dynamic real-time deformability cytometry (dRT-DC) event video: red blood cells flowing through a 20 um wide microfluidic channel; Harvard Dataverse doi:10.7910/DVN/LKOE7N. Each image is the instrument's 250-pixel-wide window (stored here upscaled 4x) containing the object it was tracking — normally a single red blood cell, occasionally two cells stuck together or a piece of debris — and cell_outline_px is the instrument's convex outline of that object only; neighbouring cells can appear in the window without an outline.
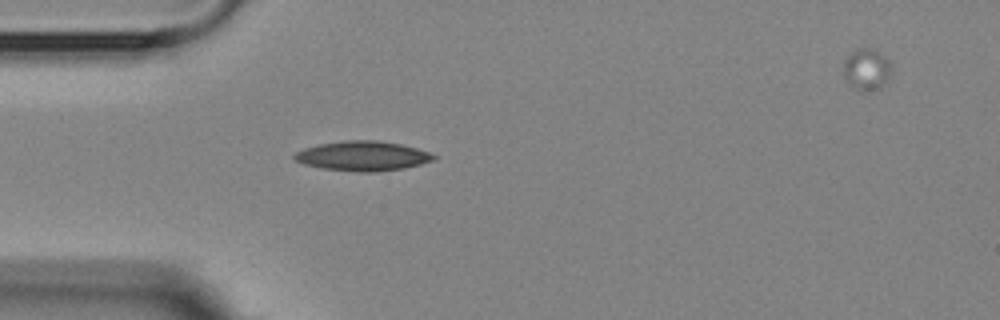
{"species": "Egyptian fruit bat (a non-hibernating species)", "species_latin": "Rousettus aegyptiacus", "temperature_condition": "room temperature", "stored_images_in_passage": 4, "segment_of_instrument_passage": [1, 2], "camera_frame_rate_fps": 3000, "um_per_image_px": 0.085, "animal": {"sex": "female"}, "frame": {"image": 1, "passage_image": 3, "time_ms": 3.333, "image_size_px": [1000, 320], "cell_outline_px": [[436, 160], [404, 168], [372, 172], [356, 172], [324, 168], [304, 164], [296, 160], [292, 156], [296, 152], [304, 148], [320, 144], [344, 140], [376, 140], [400, 144], [416, 148], [428, 152], [436, 156]], "centroid_in_image_um": [30.83, 13.25], "position_along_channel_um": 54.2, "area_um2": 23.93}}